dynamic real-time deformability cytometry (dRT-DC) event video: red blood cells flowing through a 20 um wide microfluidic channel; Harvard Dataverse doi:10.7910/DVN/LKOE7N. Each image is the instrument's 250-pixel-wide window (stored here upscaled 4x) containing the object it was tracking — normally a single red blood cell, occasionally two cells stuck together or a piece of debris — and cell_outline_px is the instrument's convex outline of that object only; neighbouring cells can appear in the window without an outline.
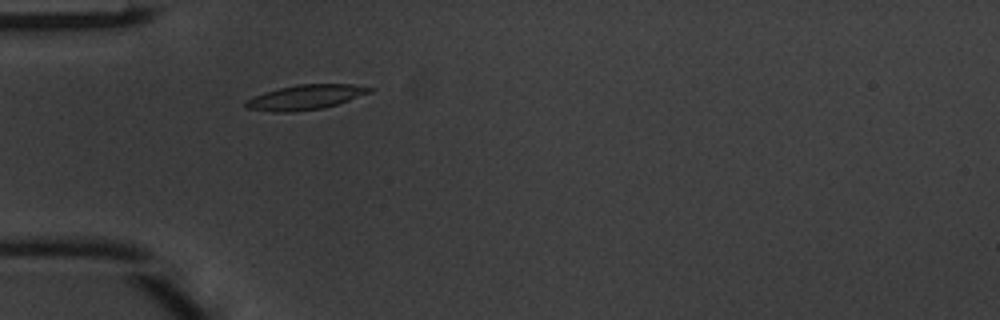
{"species": "common noctule bat (a hibernating species)", "species_latin": "Nyctalus noctula", "temperature_condition": "warm", "stored_images_in_passage": 35, "camera_frame_rate_fps": 3000, "um_per_image_px": 0.085, "animal": {"sex": "male", "body_mass_g": 20.1, "forearm_length_mm": 53.5}, "frame": {"image": 1, "passage_image": 1, "time_ms": 0.0, "image_size_px": [1000, 320], "cell_outline_px": [[376, 88], [372, 92], [324, 108], [292, 112], [276, 112], [248, 108], [244, 104], [244, 100], [264, 92], [296, 84], [352, 84]], "centroid_in_image_um": [25.98, 8.25], "position_along_channel_um": 59.0, "area_um2": 17.86}}
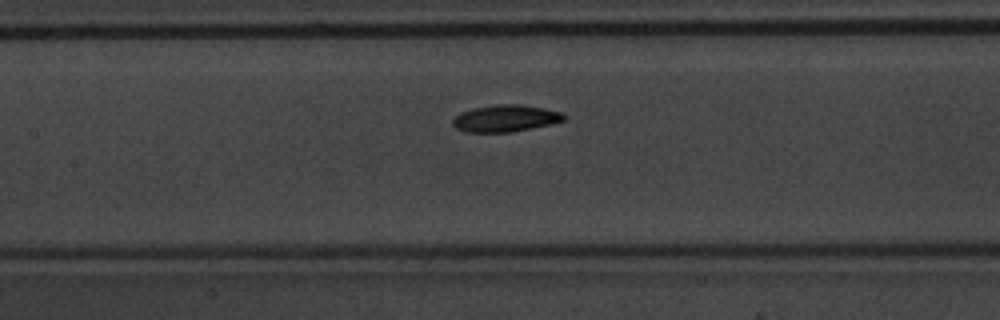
{"frame": {"image": 2, "passage_image": 9, "time_ms": 2.667, "image_size_px": [1000, 320], "cell_outline_px": [[568, 116], [564, 120], [548, 124], [508, 132], [464, 132], [456, 128], [452, 124], [452, 120], [460, 112], [472, 108], [496, 104], [520, 104], [544, 108], [564, 112]], "centroid_in_image_um": [42.95, 10.04], "position_along_channel_um": 164.5, "area_um2": 17.4}}
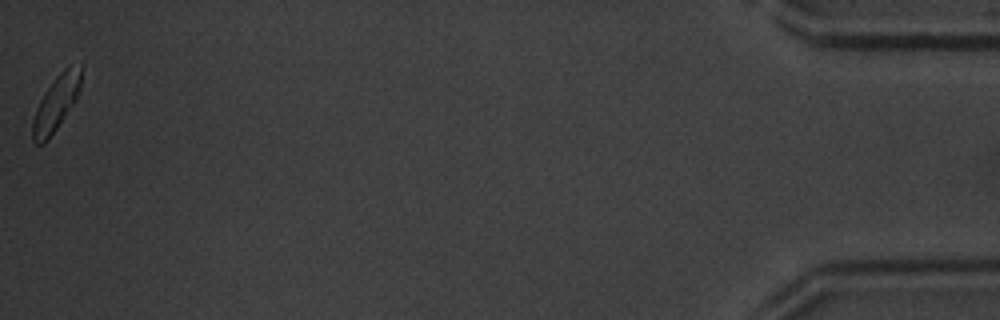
{"frame": {"image": 3, "passage_image": 35, "time_ms": 11.333, "image_size_px": [1000, 320], "cell_outline_px": [[84, 64], [80, 92], [76, 100], [48, 140], [44, 144], [36, 144], [32, 140], [32, 120], [36, 108], [44, 92], [56, 76], [64, 68], [84, 60]], "centroid_in_image_um": [4.82, 8.69], "position_along_channel_um": 430.4, "area_um2": 16.07}, "authors_computed_cell_mechanics": {"area_um2": 17.051, "velocity_mm_per_s": 4.1218, "shape_relaxation_time_tau1_ms": 2.758, "shape_relaxation_time_tau2_ms": 7.3666, "deformation_change_tau1": 0.1268, "deformation_change_tau2": 0.1199}}